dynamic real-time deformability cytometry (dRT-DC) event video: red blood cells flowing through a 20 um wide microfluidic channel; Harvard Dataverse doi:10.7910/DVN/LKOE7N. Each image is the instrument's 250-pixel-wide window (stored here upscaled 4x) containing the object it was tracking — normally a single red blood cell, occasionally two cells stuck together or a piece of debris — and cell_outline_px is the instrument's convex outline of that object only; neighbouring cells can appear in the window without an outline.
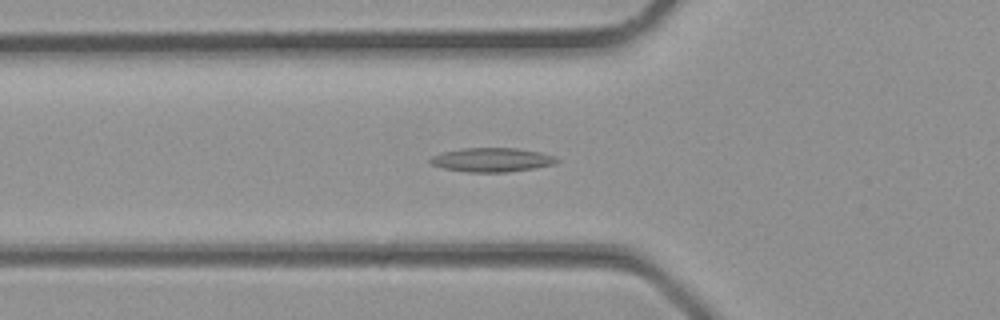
{"species": "common noctule bat (a hibernating species)", "species_latin": "Nyctalus noctula", "temperature_condition": "room temperature", "stored_images_in_passage": 32, "camera_frame_rate_fps": 3000, "um_per_image_px": 0.085, "animal": {"sex": "male", "body_mass_g": 23.1, "forearm_length_mm": 52.7}, "frame": {"image": 1, "passage_image": 9, "time_ms": 2.667, "image_size_px": [1000, 320], "cell_outline_px": [[560, 160], [556, 164], [508, 172], [468, 172], [444, 168], [432, 164], [428, 160], [432, 156], [440, 152], [460, 148], [516, 148], [540, 152], [552, 156]], "centroid_in_image_um": [41.78, 13.58], "position_along_channel_um": 84.0, "area_um2": 17.69}}
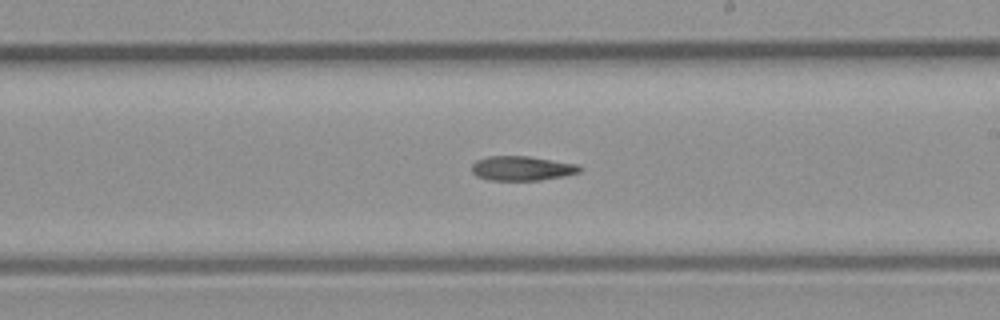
{"frame": {"image": 2, "passage_image": 17, "time_ms": 5.333, "image_size_px": [1000, 320], "cell_outline_px": [[584, 168], [580, 172], [564, 176], [540, 180], [488, 180], [476, 176], [472, 172], [472, 164], [476, 160], [488, 156], [528, 156], [580, 164]], "centroid_in_image_um": [44.4, 14.3], "position_along_channel_um": 244.6, "area_um2": 15.61}}
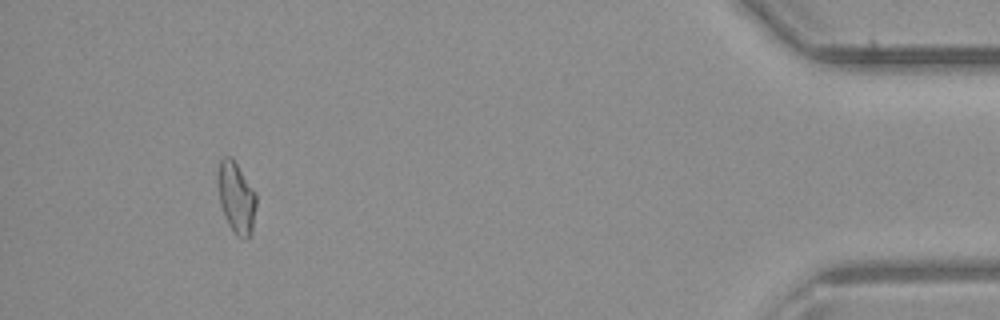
{"frame": {"image": 3, "passage_image": 29, "time_ms": 9.333, "image_size_px": [1000, 320], "cell_outline_px": [[256, 204], [252, 232], [244, 240], [236, 236], [232, 232], [224, 216], [220, 204], [216, 180], [216, 168], [220, 160], [224, 156], [232, 156], [256, 192]], "centroid_in_image_um": [20.05, 16.76], "position_along_channel_um": 415.1, "area_um2": 16.53}}